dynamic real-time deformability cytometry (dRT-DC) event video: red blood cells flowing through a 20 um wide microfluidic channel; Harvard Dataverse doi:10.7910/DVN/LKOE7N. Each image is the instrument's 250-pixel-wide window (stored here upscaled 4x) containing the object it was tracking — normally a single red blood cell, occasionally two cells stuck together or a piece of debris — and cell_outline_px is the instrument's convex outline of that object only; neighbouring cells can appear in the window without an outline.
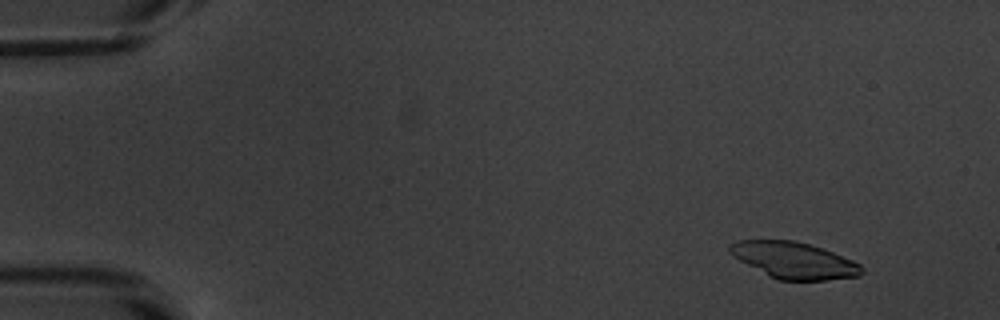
{"species": "common noctule bat (a hibernating species)", "species_latin": "Nyctalus noctula", "temperature_condition": "warm", "stored_images_in_passage": 54, "camera_frame_rate_fps": 3000, "um_per_image_px": 0.085, "animal": {"sex": "male", "body_mass_g": 20.1, "forearm_length_mm": 53.5}, "frame": {"image": 1, "passage_image": 6, "time_ms": 1.667, "image_size_px": [1000, 320], "cell_outline_px": [[864, 272], [860, 276], [824, 280], [780, 280], [768, 276], [732, 256], [728, 252], [728, 244], [736, 240], [792, 240], [808, 244], [832, 252], [852, 260], [860, 264], [864, 268]], "centroid_in_image_um": [67.46, 22.12], "position_along_channel_um": 17.5, "area_um2": 27.98}}